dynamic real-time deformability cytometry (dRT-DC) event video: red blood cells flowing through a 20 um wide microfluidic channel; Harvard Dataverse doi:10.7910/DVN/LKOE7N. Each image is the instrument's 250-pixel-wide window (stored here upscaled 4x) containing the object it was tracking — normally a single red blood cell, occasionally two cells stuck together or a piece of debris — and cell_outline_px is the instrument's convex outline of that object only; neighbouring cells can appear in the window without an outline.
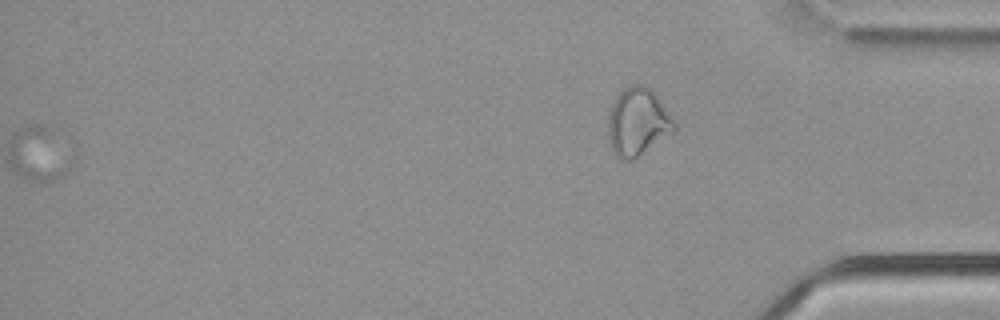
{"species": "common noctule bat (a hibernating species)", "species_latin": "Nyctalus noctula", "temperature_condition": "cold", "stored_images_in_passage": 51, "segment_of_instrument_passage": [2, 2], "camera_frame_rate_fps": 3000, "um_per_image_px": 0.085, "animal": {"sex": "male", "body_mass_g": 21.5, "forearm_length_mm": 52.0}, "frame": {"image": 1, "passage_image": 51, "time_ms": 16.667, "image_size_px": [1000, 320], "cell_outline_px": [[676, 128], [672, 132], [632, 160], [620, 160], [616, 156], [608, 140], [608, 112], [612, 100], [624, 88], [632, 84], [644, 84], [652, 88], [676, 124]], "centroid_in_image_um": [54.16, 10.33], "position_along_channel_um": 381.0, "area_um2": 26.13}}